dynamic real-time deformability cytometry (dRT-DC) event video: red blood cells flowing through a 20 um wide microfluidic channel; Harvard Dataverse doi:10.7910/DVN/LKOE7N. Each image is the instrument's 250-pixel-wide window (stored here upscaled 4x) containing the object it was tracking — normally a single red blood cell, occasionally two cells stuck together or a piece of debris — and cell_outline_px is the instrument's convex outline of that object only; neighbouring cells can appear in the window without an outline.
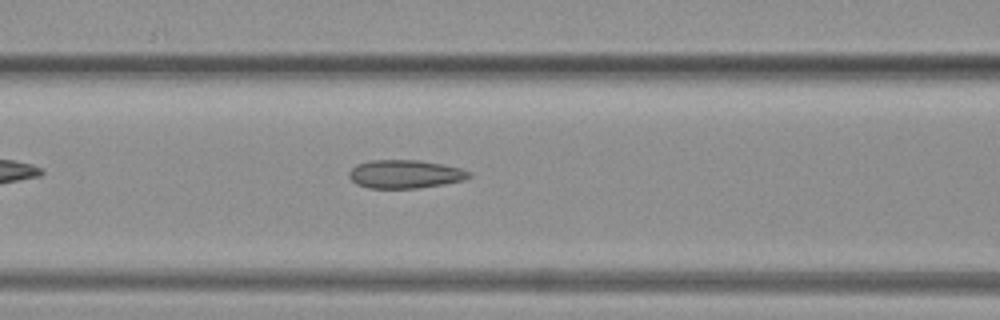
{"species": "common noctule bat (a hibernating species)", "species_latin": "Nyctalus noctula", "temperature_condition": "warm", "stored_images_in_passage": 18, "camera_frame_rate_fps": 3000, "um_per_image_px": 0.085, "animal": {"sex": "female", "body_mass_g": 19.3, "forearm_length_mm": 54.1}, "frame": {"image": 1, "passage_image": 10, "time_ms": 3.0, "image_size_px": [1000, 320], "cell_outline_px": [[472, 176], [464, 180], [444, 184], [420, 188], [368, 188], [356, 184], [348, 176], [348, 172], [356, 164], [368, 160], [420, 160], [444, 164], [460, 168], [472, 172]], "centroid_in_image_um": [34.44, 14.79], "position_along_channel_um": 132.2, "area_um2": 20.11}}
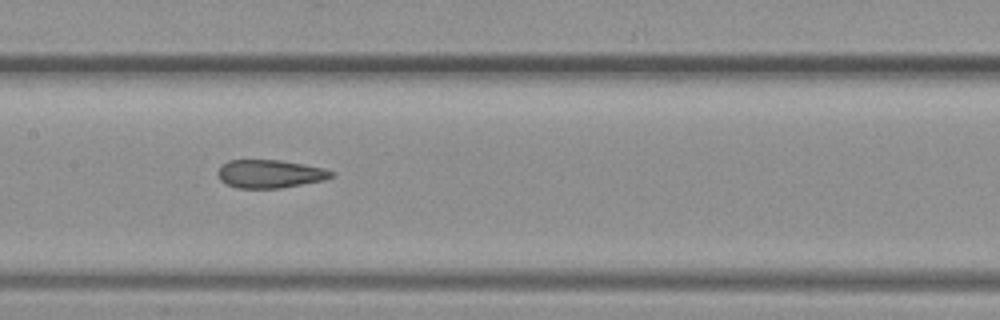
{"frame": {"image": 2, "passage_image": 14, "time_ms": 4.333, "image_size_px": [1000, 320], "cell_outline_px": [[336, 176], [324, 180], [280, 188], [236, 188], [224, 184], [220, 180], [216, 172], [220, 164], [228, 160], [280, 160], [304, 164], [324, 168], [332, 172]], "centroid_in_image_um": [22.89, 14.77], "position_along_channel_um": 184.5, "area_um2": 18.9}}